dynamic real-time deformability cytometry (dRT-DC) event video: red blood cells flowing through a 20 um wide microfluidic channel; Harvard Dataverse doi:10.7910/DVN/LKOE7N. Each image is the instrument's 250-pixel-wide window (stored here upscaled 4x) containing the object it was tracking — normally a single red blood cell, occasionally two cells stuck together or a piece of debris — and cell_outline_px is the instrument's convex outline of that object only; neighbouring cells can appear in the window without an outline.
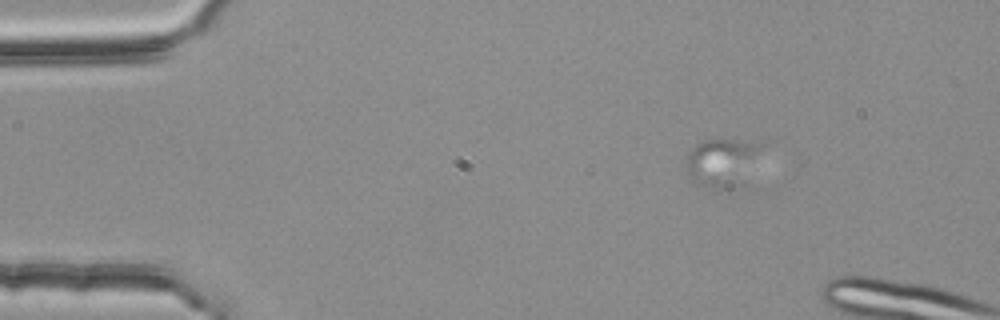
{"species": "common noctule bat (a hibernating species)", "species_latin": "Nyctalus noctula", "temperature_condition": "room temperature", "stored_images_in_passage": 3, "camera_frame_rate_fps": 3000, "um_per_image_px": 0.085, "animal": {"sex": "female", "body_mass_g": 25.1}, "frame": {"image": 1, "passage_image": 1, "time_ms": 0.0, "image_size_px": [1000, 320], "cell_outline_px": [[764, 144], [728, 188], [720, 192], [700, 184], [688, 176], [684, 164], [688, 152], [696, 144], [708, 140], [732, 140]], "centroid_in_image_um": [61.14, 13.76], "position_along_channel_um": 23.9, "area_um2": 19.31}}